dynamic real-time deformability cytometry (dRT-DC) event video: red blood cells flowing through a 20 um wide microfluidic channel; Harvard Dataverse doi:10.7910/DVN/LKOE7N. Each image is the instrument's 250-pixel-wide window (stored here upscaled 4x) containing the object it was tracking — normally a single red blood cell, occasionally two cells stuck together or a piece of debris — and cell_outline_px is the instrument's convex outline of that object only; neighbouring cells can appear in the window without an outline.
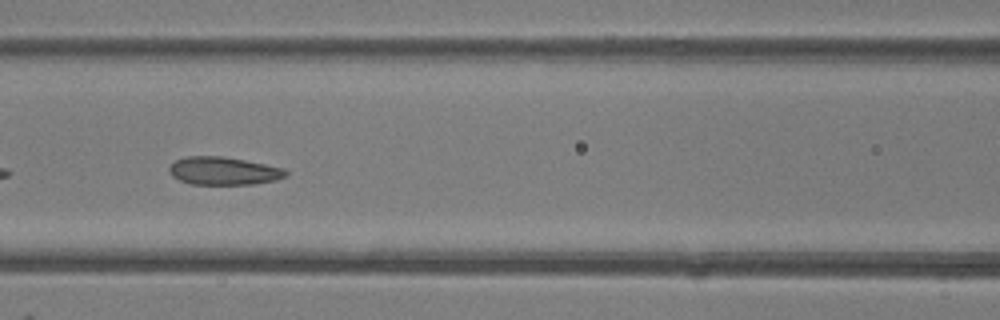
{"species": "common noctule bat (a hibernating species)", "species_latin": "Nyctalus noctula", "temperature_condition": "room temperature", "stored_images_in_passage": 28, "camera_frame_rate_fps": 3000, "um_per_image_px": 0.085, "animal": {"sex": "female"}, "frame": {"image": 1, "passage_image": 7, "time_ms": 2.0, "image_size_px": [1000, 320], "cell_outline_px": [[288, 176], [276, 180], [256, 184], [192, 184], [180, 180], [172, 176], [168, 168], [176, 160], [188, 156], [220, 156], [244, 160], [284, 168], [288, 172]], "centroid_in_image_um": [19.03, 14.53], "position_along_channel_um": 147.6, "area_um2": 18.9}}
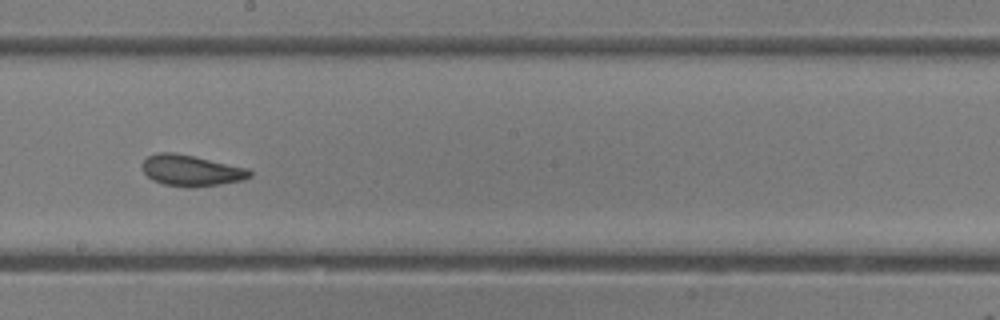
{"frame": {"image": 2, "passage_image": 13, "time_ms": 4.0, "image_size_px": [1000, 320], "cell_outline_px": [[252, 176], [244, 180], [220, 184], [192, 188], [188, 188], [164, 184], [152, 180], [140, 168], [140, 164], [148, 156], [156, 152], [172, 152], [192, 156], [248, 168], [252, 172]], "centroid_in_image_um": [16.23, 14.5], "position_along_channel_um": 232.0, "area_um2": 19.59}}
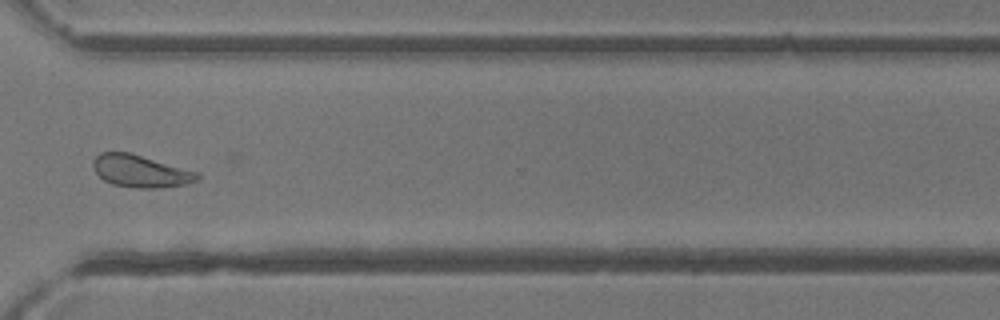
{"frame": {"image": 3, "passage_image": 22, "time_ms": 7.0, "image_size_px": [1000, 320], "cell_outline_px": [[200, 180], [184, 184], [160, 188], [136, 188], [112, 184], [104, 180], [96, 172], [92, 164], [92, 160], [100, 152], [128, 152], [200, 172]], "centroid_in_image_um": [11.97, 14.55], "position_along_channel_um": 358.6, "area_um2": 19.65}, "authors_computed_cell_mechanics": {"area_um2": 18.8717, "velocity_mm_per_s": 4.2223, "shape_relaxation_time_tau1_ms": 4.7843, "shape_relaxation_time_tau2_ms": 1.1676, "deformation_change_tau1": 0.0991, "deformation_change_tau2": 0.0776}}